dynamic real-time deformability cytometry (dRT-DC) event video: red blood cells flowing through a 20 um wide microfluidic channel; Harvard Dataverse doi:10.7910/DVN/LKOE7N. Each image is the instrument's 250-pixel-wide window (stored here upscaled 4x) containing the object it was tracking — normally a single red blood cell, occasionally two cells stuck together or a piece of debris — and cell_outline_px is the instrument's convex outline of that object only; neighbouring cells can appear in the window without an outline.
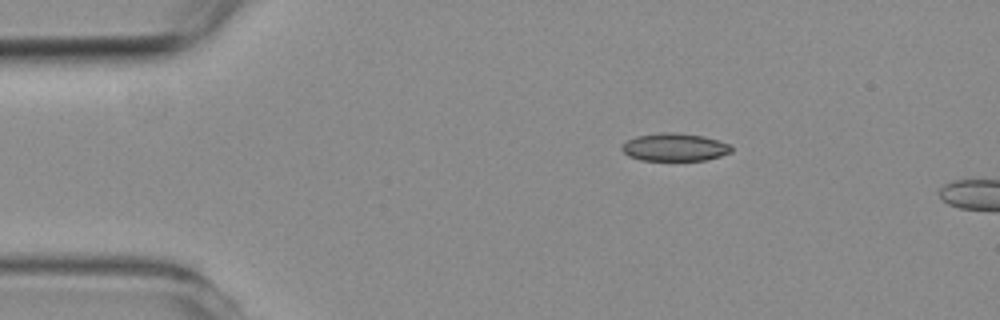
{"species": "common noctule bat (a hibernating species)", "species_latin": "Nyctalus noctula", "temperature_condition": "room temperature", "stored_images_in_passage": 2, "camera_frame_rate_fps": 3000, "um_per_image_px": 0.085, "animal": {"sex": "female", "body_mass_g": 19.3, "forearm_length_mm": 54.1}, "frame": {"image": 1, "passage_image": 1, "time_ms": 0.0, "image_size_px": [1000, 320], "cell_outline_px": [[732, 152], [708, 160], [640, 160], [628, 156], [620, 148], [628, 140], [636, 136], [660, 132], [676, 132], [704, 136], [732, 144]], "centroid_in_image_um": [57.38, 12.5], "position_along_channel_um": 27.6, "area_um2": 17.92}}